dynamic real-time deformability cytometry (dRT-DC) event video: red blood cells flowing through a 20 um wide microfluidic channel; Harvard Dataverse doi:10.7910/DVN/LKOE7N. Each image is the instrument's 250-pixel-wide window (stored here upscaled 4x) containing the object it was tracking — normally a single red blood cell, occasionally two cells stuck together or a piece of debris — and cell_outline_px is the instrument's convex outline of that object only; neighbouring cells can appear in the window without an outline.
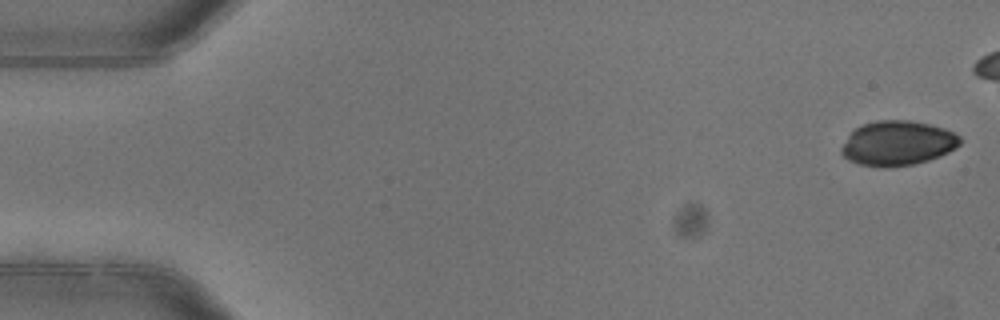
{"species": "common noctule bat (a hibernating species)", "species_latin": "Nyctalus noctula", "temperature_condition": "warm", "stored_images_in_passage": 5, "camera_frame_rate_fps": 3000, "um_per_image_px": 0.085, "animal": {"sex": "female"}, "frame": {"image": 1, "passage_image": 1, "time_ms": 0.0, "image_size_px": [1000, 320], "cell_outline_px": [[960, 144], [956, 148], [940, 156], [916, 164], [884, 168], [880, 168], [860, 164], [848, 160], [840, 152], [840, 148], [848, 136], [856, 128], [864, 124], [876, 120], [908, 120], [928, 124], [944, 128], [960, 136]], "centroid_in_image_um": [76.28, 12.19], "position_along_channel_um": 8.7, "area_um2": 30.92}}
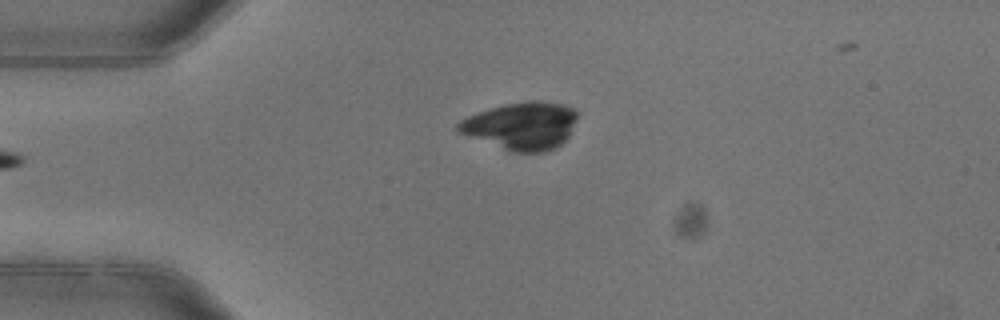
{"frame": {"image": 2, "passage_image": 5, "time_ms": 1.333, "image_size_px": [1000, 320], "cell_outline_px": [[576, 120], [568, 136], [556, 148], [548, 152], [508, 152], [456, 132], [452, 128], [460, 120], [468, 116], [504, 104], [528, 100], [540, 100], [564, 104], [572, 108], [576, 112]], "centroid_in_image_um": [44.27, 10.71], "position_along_channel_um": 40.7, "area_um2": 33.47}}